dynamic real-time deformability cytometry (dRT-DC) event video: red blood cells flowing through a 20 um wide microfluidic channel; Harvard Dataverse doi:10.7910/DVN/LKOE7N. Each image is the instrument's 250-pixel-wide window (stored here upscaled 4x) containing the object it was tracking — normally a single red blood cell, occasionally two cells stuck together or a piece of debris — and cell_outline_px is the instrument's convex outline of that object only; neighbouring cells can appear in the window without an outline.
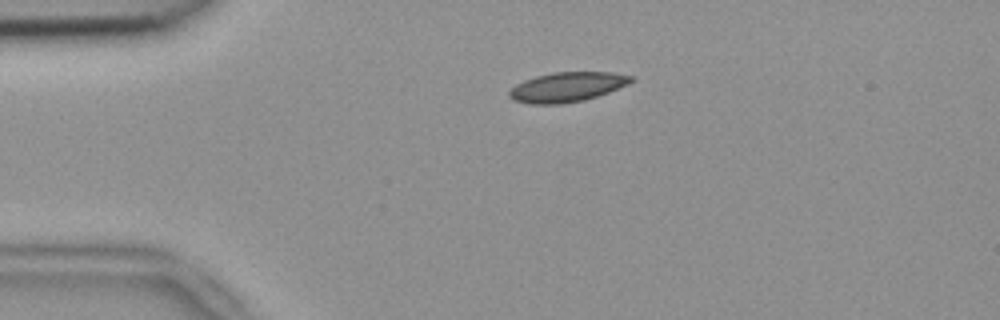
{"species": "common noctule bat (a hibernating species)", "species_latin": "Nyctalus noctula", "temperature_condition": "room temperature", "stored_images_in_passage": 42, "camera_frame_rate_fps": 3000, "um_per_image_px": 0.085, "animal": {"sex": "female", "body_mass_g": 18.4}, "frame": {"image": 1, "passage_image": 1, "time_ms": 0.0, "image_size_px": [1000, 320], "cell_outline_px": [[632, 80], [628, 84], [608, 92], [584, 100], [560, 104], [528, 104], [512, 100], [508, 96], [508, 92], [516, 84], [524, 80], [536, 76], [552, 72], [612, 72], [632, 76]], "centroid_in_image_um": [48.15, 7.4], "position_along_channel_um": 36.9, "area_um2": 21.04}}
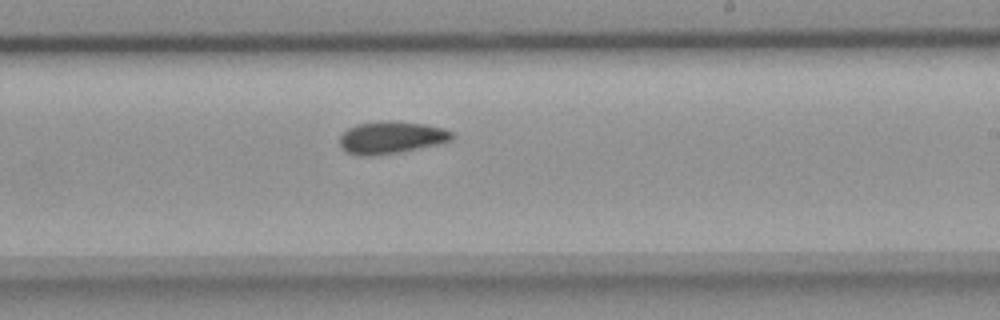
{"frame": {"image": 2, "passage_image": 21, "time_ms": 6.667, "image_size_px": [1000, 320], "cell_outline_px": [[456, 136], [452, 140], [436, 144], [400, 152], [372, 156], [356, 156], [344, 152], [340, 148], [340, 136], [348, 128], [356, 124], [380, 120], [396, 120], [424, 124], [444, 128], [452, 132]], "centroid_in_image_um": [33.22, 11.68], "position_along_channel_um": 255.8, "area_um2": 21.56}}
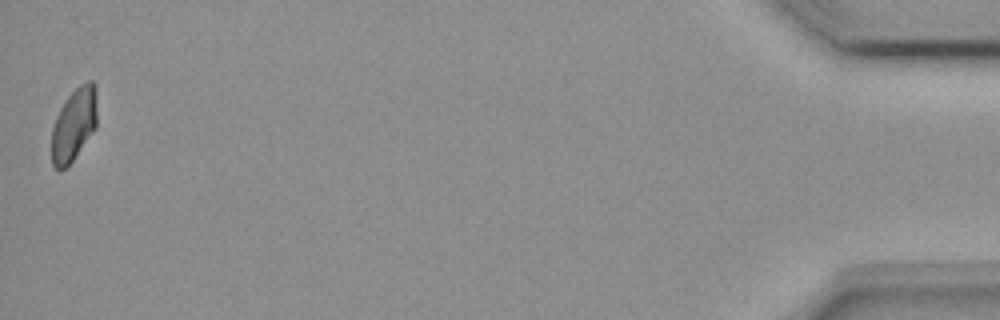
{"frame": {"image": 3, "passage_image": 42, "time_ms": 13.667, "image_size_px": [1000, 320], "cell_outline_px": [[96, 128], [72, 160], [60, 172], [52, 164], [52, 128], [56, 116], [60, 108], [68, 96], [80, 84], [88, 80], [92, 80], [96, 84]], "centroid_in_image_um": [6.29, 10.55], "position_along_channel_um": 428.9, "area_um2": 19.19}, "authors_computed_cell_mechanics": {"area_um2": 20.7502, "velocity_mm_per_s": 3.8164, "shape_relaxation_time_tau1_ms": 8.354, "shape_relaxation_time_tau2_ms": 5.6725, "deformation_change_tau1": 0.1328, "deformation_change_tau2": 0.0827}}